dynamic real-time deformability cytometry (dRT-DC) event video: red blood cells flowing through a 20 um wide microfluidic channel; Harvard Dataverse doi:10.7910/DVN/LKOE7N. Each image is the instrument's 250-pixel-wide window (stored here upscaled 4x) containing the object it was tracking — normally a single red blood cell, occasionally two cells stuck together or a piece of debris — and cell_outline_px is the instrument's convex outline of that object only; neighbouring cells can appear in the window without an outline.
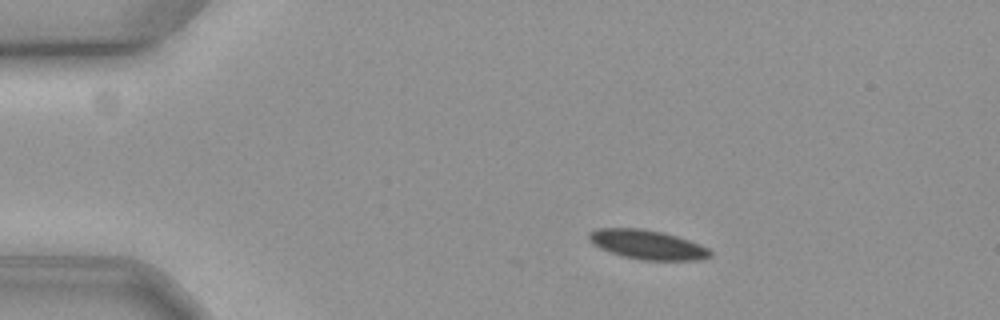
{"species": "common noctule bat (a hibernating species)", "species_latin": "Nyctalus noctula", "temperature_condition": "cold", "stored_images_in_passage": 46, "camera_frame_rate_fps": 3000, "um_per_image_px": 0.085, "animal": {"sex": "female", "body_mass_g": 19.3, "forearm_length_mm": 54.1}, "frame": {"image": 1, "passage_image": 10, "time_ms": 3.0, "image_size_px": [1000, 320], "cell_outline_px": [[712, 256], [704, 260], [640, 260], [624, 256], [600, 248], [592, 244], [588, 240], [588, 232], [596, 228], [640, 228], [664, 232], [700, 244], [708, 248], [712, 252]], "centroid_in_image_um": [55.03, 20.79], "position_along_channel_um": 30.0, "area_um2": 20.87}}
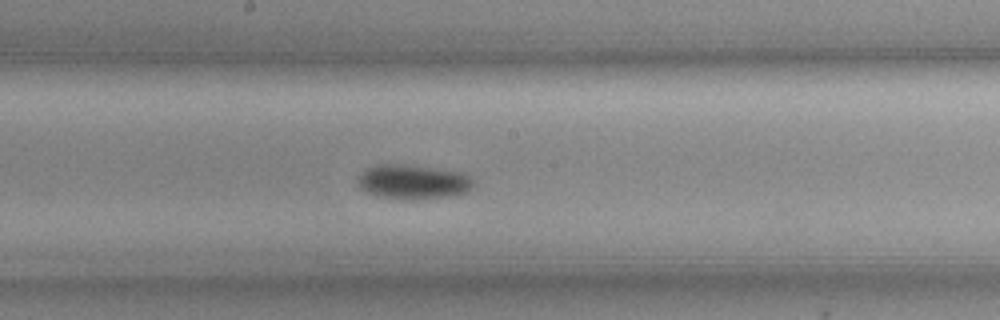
{"frame": {"image": 2, "passage_image": 31, "time_ms": 10.0, "image_size_px": [1000, 320], "cell_outline_px": [[476, 184], [468, 192], [452, 196], [412, 200], [380, 196], [368, 192], [360, 188], [356, 184], [356, 180], [364, 168], [376, 164], [396, 164], [460, 172], [468, 176]], "centroid_in_image_um": [35.08, 15.47], "position_along_channel_um": 213.1, "area_um2": 23.18}}
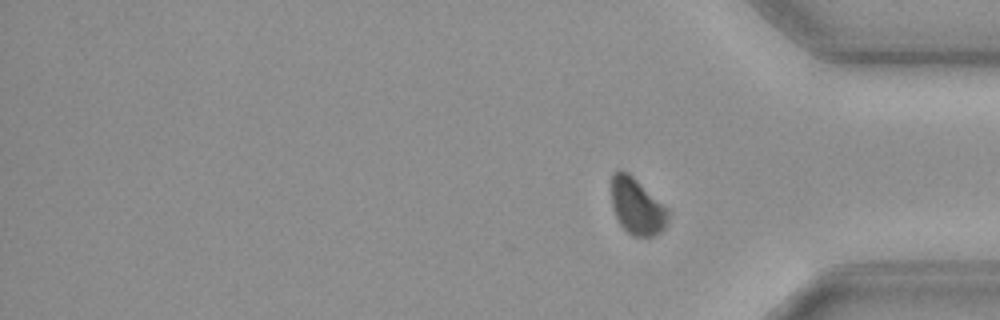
{"frame": {"image": 3, "passage_image": 46, "time_ms": 15.0, "image_size_px": [1000, 320], "cell_outline_px": [[668, 220], [664, 228], [656, 236], [632, 236], [620, 224], [612, 208], [612, 172], [620, 168], [628, 172], [668, 208]], "centroid_in_image_um": [54.13, 17.53], "position_along_channel_um": 381.1, "area_um2": 18.67}}